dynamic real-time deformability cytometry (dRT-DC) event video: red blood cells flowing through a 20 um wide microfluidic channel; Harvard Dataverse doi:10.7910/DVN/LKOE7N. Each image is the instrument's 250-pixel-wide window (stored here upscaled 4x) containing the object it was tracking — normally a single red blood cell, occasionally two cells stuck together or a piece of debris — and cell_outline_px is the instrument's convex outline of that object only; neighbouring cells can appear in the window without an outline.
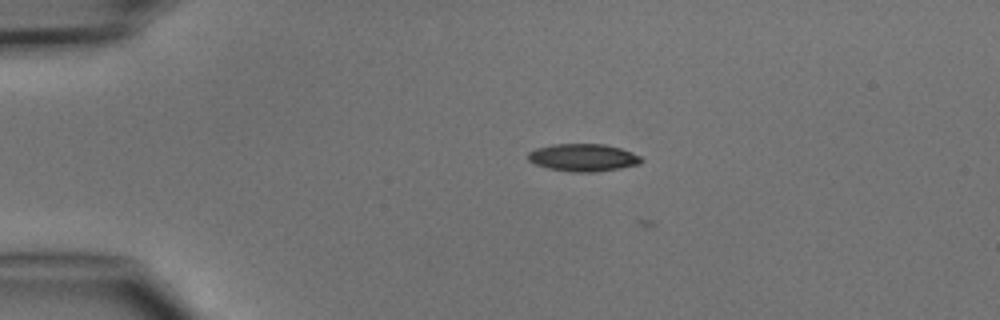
{"species": "common noctule bat (a hibernating species)", "species_latin": "Nyctalus noctula", "temperature_condition": "cold", "stored_images_in_passage": 3, "camera_frame_rate_fps": 3000, "um_per_image_px": 0.085, "animal": {"sex": "male", "body_mass_g": 15.6}, "frame": {"image": 1, "passage_image": 2, "time_ms": 1.333, "image_size_px": [1000, 320], "cell_outline_px": [[640, 164], [620, 168], [596, 172], [572, 172], [548, 168], [536, 164], [528, 160], [528, 152], [536, 148], [552, 144], [604, 144], [620, 148], [632, 152], [640, 156]], "centroid_in_image_um": [49.55, 13.39], "position_along_channel_um": 35.5, "area_um2": 18.09}}